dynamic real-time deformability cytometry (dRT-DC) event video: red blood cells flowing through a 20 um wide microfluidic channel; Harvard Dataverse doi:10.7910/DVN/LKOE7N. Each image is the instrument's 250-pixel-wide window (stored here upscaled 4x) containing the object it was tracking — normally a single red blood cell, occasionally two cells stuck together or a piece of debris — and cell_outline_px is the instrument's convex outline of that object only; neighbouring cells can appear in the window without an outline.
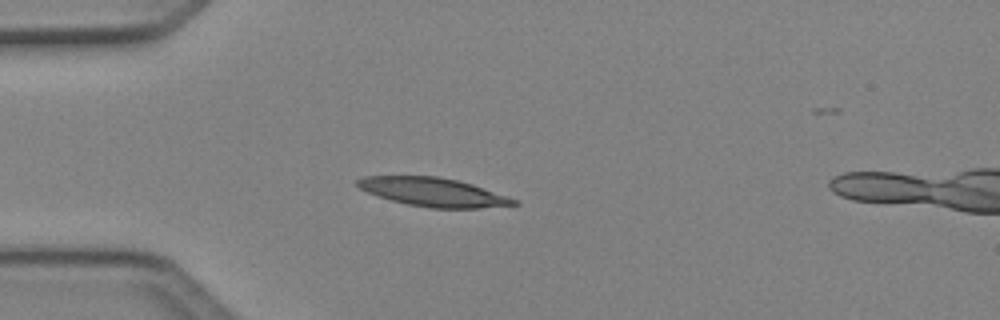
{"species": "Egyptian fruit bat (a non-hibernating species)", "species_latin": "Rousettus aegyptiacus", "temperature_condition": "cold", "stored_images_in_passage": 4, "camera_frame_rate_fps": 3000, "um_per_image_px": 0.085, "animal": {"sex": "female"}, "frame": {"image": 1, "passage_image": 4, "time_ms": 1.0, "image_size_px": [1000, 320], "cell_outline_px": [[520, 204], [480, 208], [432, 208], [408, 204], [392, 200], [368, 192], [360, 188], [356, 184], [356, 180], [364, 176], [436, 176], [456, 180], [472, 184], [520, 200]], "centroid_in_image_um": [36.87, 16.33], "position_along_channel_um": 48.1, "area_um2": 25.89}}